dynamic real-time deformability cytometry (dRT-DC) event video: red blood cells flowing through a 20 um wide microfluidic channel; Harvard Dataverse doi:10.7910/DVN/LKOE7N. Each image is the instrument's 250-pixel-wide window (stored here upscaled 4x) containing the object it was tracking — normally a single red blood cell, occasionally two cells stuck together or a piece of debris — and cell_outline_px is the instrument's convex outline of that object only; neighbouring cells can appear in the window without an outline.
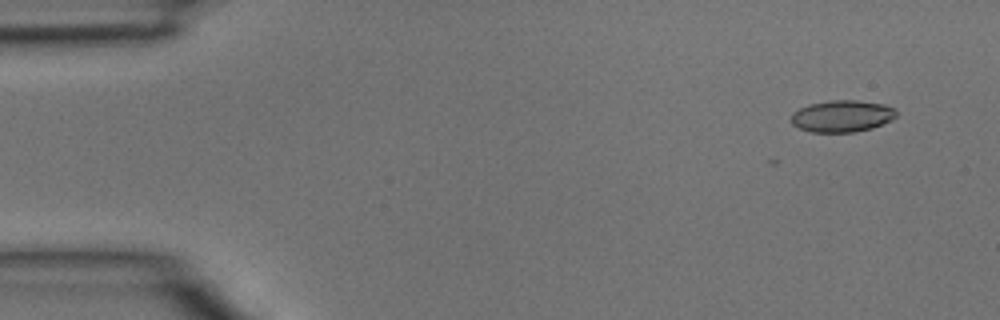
{"species": "common noctule bat (a hibernating species)", "species_latin": "Nyctalus noctula", "temperature_condition": "room temperature", "stored_images_in_passage": 4, "camera_frame_rate_fps": 3000, "um_per_image_px": 0.085, "animal": {"sex": "male", "body_mass_g": 15.6}, "frame": {"image": 1, "passage_image": 1, "time_ms": 0.0, "image_size_px": [1000, 320], "cell_outline_px": [[896, 116], [892, 120], [872, 128], [852, 132], [812, 132], [800, 128], [792, 124], [792, 112], [808, 104], [832, 100], [856, 100], [884, 104], [892, 108], [896, 112]], "centroid_in_image_um": [71.57, 9.86], "position_along_channel_um": 13.4, "area_um2": 19.36}}
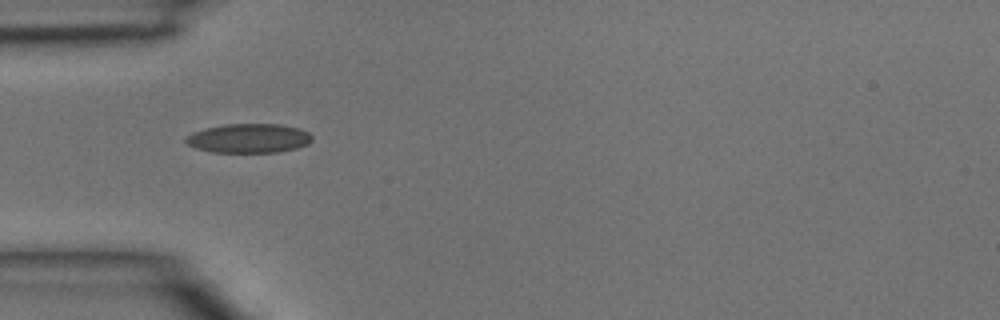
{"frame": {"image": 2, "passage_image": 4, "time_ms": 1.0, "image_size_px": [1000, 320], "cell_outline_px": [[312, 140], [308, 144], [296, 148], [276, 152], [212, 152], [196, 148], [188, 144], [184, 140], [192, 132], [204, 128], [224, 124], [280, 124], [300, 128], [308, 132], [312, 136]], "centroid_in_image_um": [21.15, 11.74], "position_along_channel_um": 63.8, "area_um2": 21.5}}